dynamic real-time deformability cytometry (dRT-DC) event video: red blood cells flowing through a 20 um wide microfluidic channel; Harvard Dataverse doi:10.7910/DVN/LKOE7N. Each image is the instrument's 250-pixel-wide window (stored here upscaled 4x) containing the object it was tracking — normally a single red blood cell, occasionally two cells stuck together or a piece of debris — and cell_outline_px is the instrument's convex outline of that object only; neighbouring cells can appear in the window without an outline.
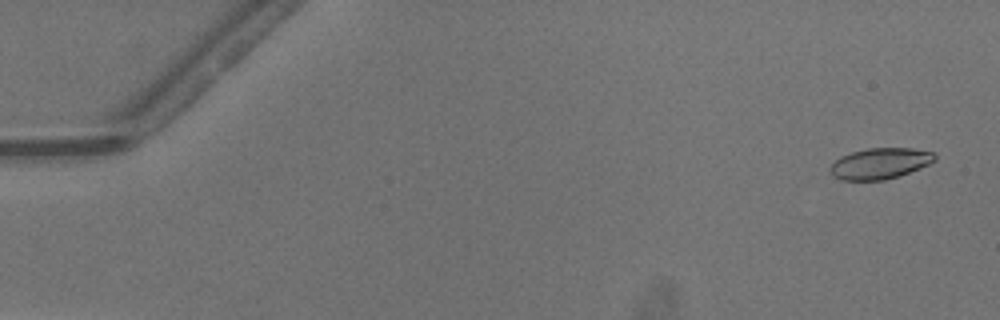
{"species": "common noctule bat (a hibernating species)", "species_latin": "Nyctalus noctula", "temperature_condition": "warm", "stored_images_in_passage": 52, "camera_frame_rate_fps": 3000, "um_per_image_px": 0.085, "animal": {"sex": "male", "body_mass_g": 13.3}, "frame": {"image": 1, "passage_image": 3, "time_ms": 0.667, "image_size_px": [1000, 320], "cell_outline_px": [[936, 160], [928, 164], [900, 176], [884, 180], [840, 180], [832, 176], [828, 168], [840, 156], [852, 152], [868, 148], [912, 148], [932, 152], [936, 156]], "centroid_in_image_um": [74.77, 13.9], "position_along_channel_um": 10.2, "area_um2": 18.9}}
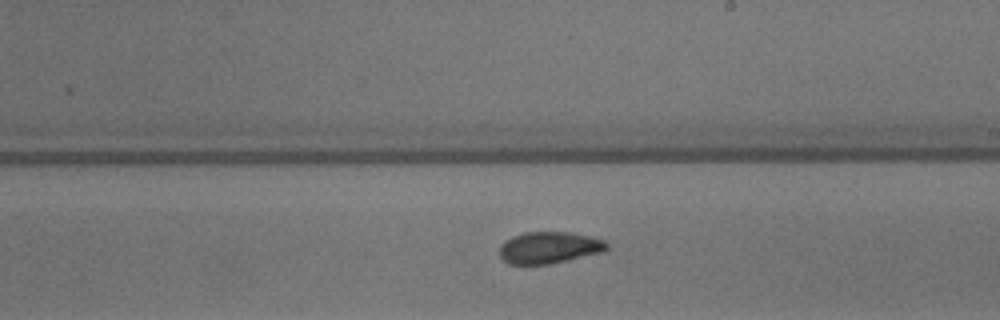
{"frame": {"image": 2, "passage_image": 31, "time_ms": 10.0, "image_size_px": [1000, 320], "cell_outline_px": [[608, 248], [604, 252], [548, 264], [508, 264], [500, 256], [500, 244], [504, 240], [512, 236], [524, 232], [572, 232], [604, 240], [608, 244]], "centroid_in_image_um": [46.67, 21.04], "position_along_channel_um": 242.3, "area_um2": 19.88}}
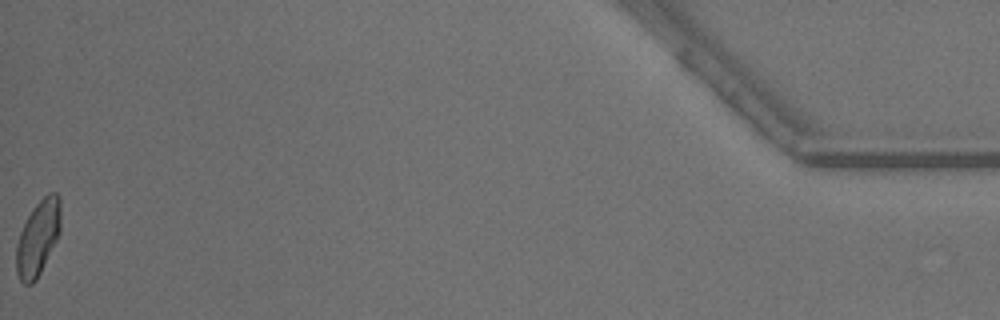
{"frame": {"image": 3, "passage_image": 52, "time_ms": 17.0, "image_size_px": [1000, 320], "cell_outline_px": [[60, 232], [36, 280], [32, 284], [24, 284], [20, 280], [16, 272], [16, 244], [20, 232], [28, 216], [36, 204], [48, 192], [56, 192], [60, 196]], "centroid_in_image_um": [3.22, 20.2], "position_along_channel_um": 432.0, "area_um2": 19.25}, "authors_computed_cell_mechanics": {"area_um2": 19.6231, "velocity_mm_per_s": 4.1406, "shape_relaxation_time_tau1_ms": 4.0723, "shape_relaxation_time_tau2_ms": 2.5407, "deformation_change_tau1": 0.111, "deformation_change_tau2": 0.0734}}